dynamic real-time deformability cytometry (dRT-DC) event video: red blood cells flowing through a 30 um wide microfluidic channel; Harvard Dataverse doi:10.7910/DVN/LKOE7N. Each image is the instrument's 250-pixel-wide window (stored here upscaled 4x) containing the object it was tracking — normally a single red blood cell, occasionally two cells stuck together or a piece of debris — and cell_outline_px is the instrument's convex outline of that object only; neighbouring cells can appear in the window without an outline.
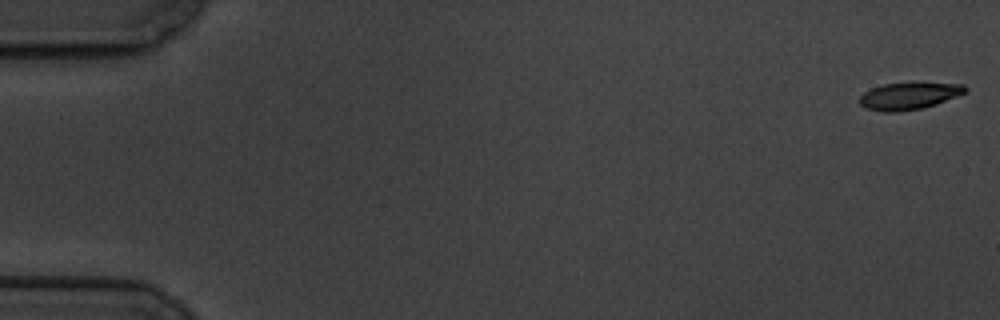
{"species": "common noctule bat (a hibernating species)", "species_latin": "Nyctalus noctula", "temperature_condition": "cold", "stored_images_in_passage": 5, "camera_frame_rate_fps": 3000, "um_per_image_px": 0.085, "animal": {"sex": "male", "body_mass_g": 19.5, "forearm_length_mm": 54.6}, "frame": {"image": 1, "passage_image": 1, "time_ms": 0.0, "image_size_px": [1000, 320], "cell_outline_px": [[968, 92], [936, 104], [924, 108], [900, 112], [884, 112], [864, 108], [860, 104], [860, 96], [864, 92], [872, 88], [884, 84], [964, 84], [968, 88]], "centroid_in_image_um": [77.26, 8.19], "position_along_channel_um": 7.7, "area_um2": 16.42}}
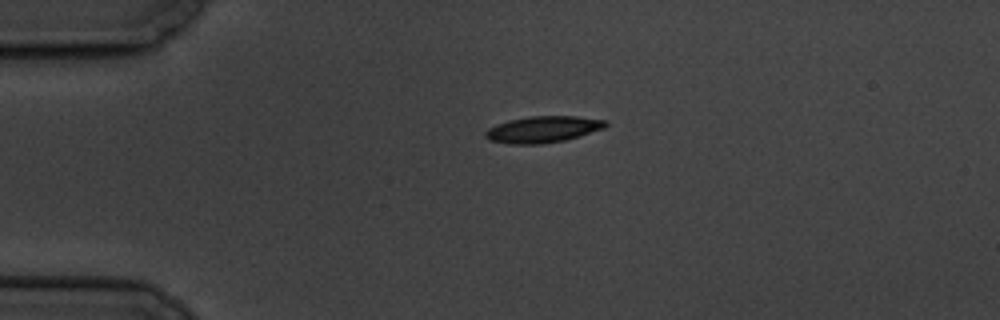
{"frame": {"image": 2, "passage_image": 4, "time_ms": 4.333, "image_size_px": [1000, 320], "cell_outline_px": [[608, 124], [604, 128], [564, 140], [540, 144], [508, 144], [488, 140], [484, 136], [484, 132], [488, 128], [496, 124], [508, 120], [528, 116], [576, 116], [608, 120]], "centroid_in_image_um": [46.11, 10.99], "position_along_channel_um": 38.9, "area_um2": 18.61}}